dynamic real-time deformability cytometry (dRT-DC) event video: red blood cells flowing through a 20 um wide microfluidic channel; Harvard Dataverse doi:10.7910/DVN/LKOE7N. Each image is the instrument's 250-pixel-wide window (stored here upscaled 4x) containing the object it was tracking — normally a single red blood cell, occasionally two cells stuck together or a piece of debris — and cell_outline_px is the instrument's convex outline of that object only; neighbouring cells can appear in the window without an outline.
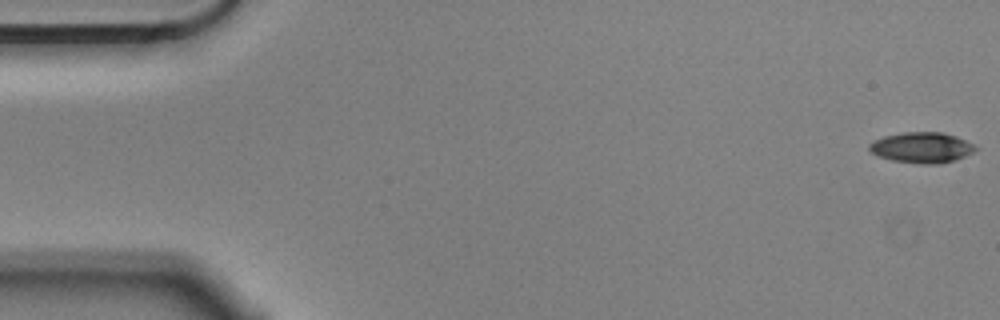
{"species": "Egyptian fruit bat (a non-hibernating species)", "species_latin": "Rousettus aegyptiacus", "temperature_condition": "cold", "stored_images_in_passage": 56, "camera_frame_rate_fps": 3000, "um_per_image_px": 0.085, "animal": {"sex": "male"}, "frame": {"image": 1, "passage_image": 1, "time_ms": 0.0, "image_size_px": [1000, 320], "cell_outline_px": [[980, 148], [956, 160], [940, 164], [920, 164], [892, 160], [876, 156], [868, 148], [868, 144], [884, 136], [900, 132], [944, 132], [956, 136]], "centroid_in_image_um": [78.34, 12.54], "position_along_channel_um": 6.7, "area_um2": 19.07}}
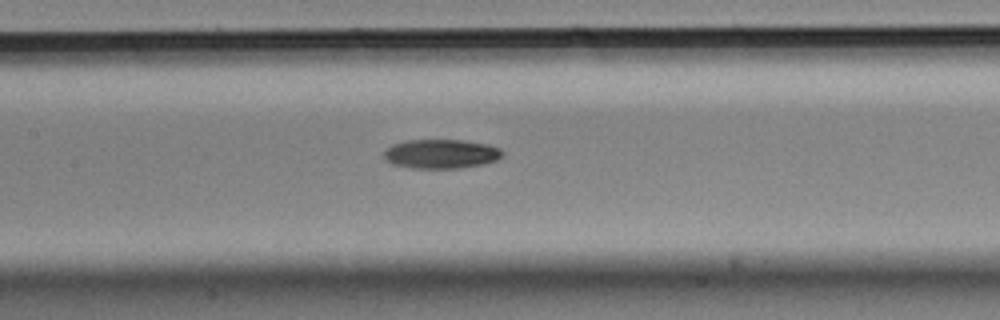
{"frame": {"image": 2, "passage_image": 26, "time_ms": 8.333, "image_size_px": [1000, 320], "cell_outline_px": [[504, 156], [496, 160], [484, 164], [460, 168], [412, 168], [392, 164], [384, 156], [384, 152], [392, 144], [408, 140], [460, 140], [488, 144], [500, 148], [504, 152]], "centroid_in_image_um": [37.53, 13.08], "position_along_channel_um": 169.9, "area_um2": 20.17}}
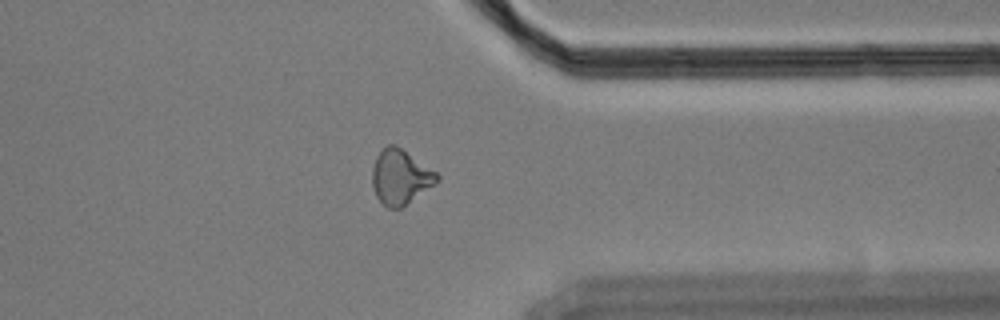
{"frame": {"image": 3, "passage_image": 44, "time_ms": 14.333, "image_size_px": [1000, 320], "cell_outline_px": [[440, 180], [436, 184], [400, 208], [388, 208], [376, 196], [372, 184], [372, 168], [376, 156], [388, 144], [396, 144], [436, 172], [440, 176]], "centroid_in_image_um": [34.04, 15.03], "position_along_channel_um": 377.4, "area_um2": 20.58}, "authors_computed_cell_mechanics": {"area_um2": 19.9699, "velocity_mm_per_s": 3.5657, "shape_relaxation_time_tau1_ms": 3.368, "shape_relaxation_time_tau2_ms": null, "deformation_change_tau1": 0.133, "deformation_change_tau2": null}}